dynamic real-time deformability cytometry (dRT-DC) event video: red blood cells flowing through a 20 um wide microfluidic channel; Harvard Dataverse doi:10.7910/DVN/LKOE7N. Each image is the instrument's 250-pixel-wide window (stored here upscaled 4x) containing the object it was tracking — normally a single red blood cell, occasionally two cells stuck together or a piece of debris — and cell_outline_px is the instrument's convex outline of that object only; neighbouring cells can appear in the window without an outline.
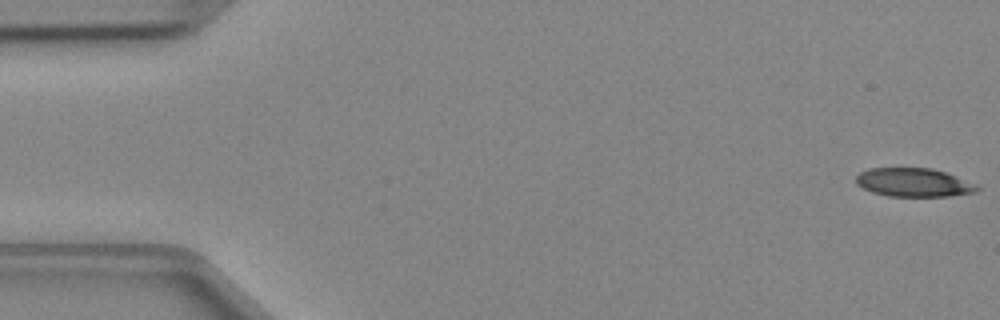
{"species": "Egyptian fruit bat (a non-hibernating species)", "species_latin": "Rousettus aegyptiacus", "temperature_condition": "cold", "stored_images_in_passage": 42, "camera_frame_rate_fps": 3000, "um_per_image_px": 0.085, "animal": {"sex": "female"}, "frame": {"image": 1, "passage_image": 1, "time_ms": 0.0, "image_size_px": [1000, 320], "cell_outline_px": [[980, 188], [976, 192], [948, 196], [888, 196], [872, 192], [856, 184], [856, 176], [860, 172], [868, 168], [932, 168], [944, 172]], "centroid_in_image_um": [77.57, 15.51], "position_along_channel_um": 7.4, "area_um2": 19.77}}
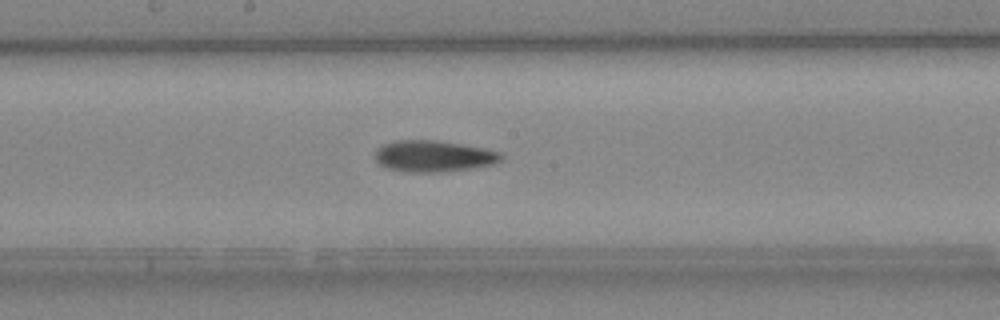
{"frame": {"image": 2, "passage_image": 25, "time_ms": 8.0, "image_size_px": [1000, 320], "cell_outline_px": [[504, 160], [492, 164], [444, 172], [404, 172], [384, 168], [376, 160], [376, 148], [384, 144], [396, 140], [436, 140], [484, 148], [500, 152], [504, 156]], "centroid_in_image_um": [36.84, 13.28], "position_along_channel_um": 211.4, "area_um2": 23.12}}
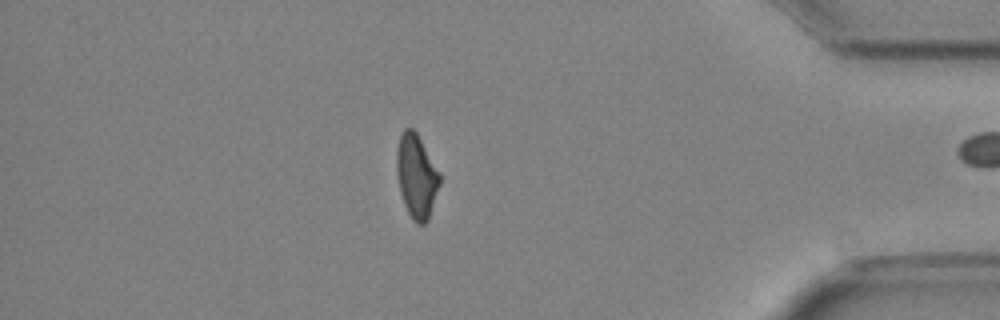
{"frame": {"image": 3, "passage_image": 41, "time_ms": 13.333, "image_size_px": [1000, 320], "cell_outline_px": [[440, 184], [428, 220], [424, 224], [416, 224], [412, 220], [404, 204], [400, 192], [396, 172], [396, 148], [400, 136], [404, 128], [412, 128], [416, 132], [440, 172]], "centroid_in_image_um": [35.39, 14.98], "position_along_channel_um": 399.8, "area_um2": 21.1}}